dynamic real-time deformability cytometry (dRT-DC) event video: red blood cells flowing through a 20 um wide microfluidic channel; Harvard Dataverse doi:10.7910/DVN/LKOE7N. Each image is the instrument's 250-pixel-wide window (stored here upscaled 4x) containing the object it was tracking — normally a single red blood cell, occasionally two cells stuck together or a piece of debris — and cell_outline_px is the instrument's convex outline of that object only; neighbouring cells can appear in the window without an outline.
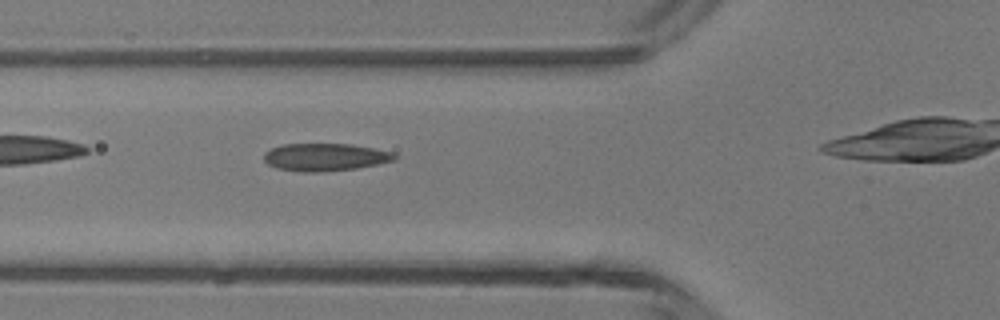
{"species": "common noctule bat (a hibernating species)", "species_latin": "Nyctalus noctula", "temperature_condition": "room temperature", "stored_images_in_passage": 18, "camera_frame_rate_fps": 3000, "um_per_image_px": 0.085, "animal": {"sex": "male", "body_mass_g": 13.3}, "frame": {"image": 1, "passage_image": 4, "time_ms": 1.0, "image_size_px": [1000, 320], "cell_outline_px": [[396, 160], [356, 168], [320, 172], [300, 172], [276, 168], [268, 164], [264, 160], [264, 152], [272, 148], [284, 144], [352, 144], [392, 152], [396, 156]], "centroid_in_image_um": [27.6, 13.36], "position_along_channel_um": 98.2, "area_um2": 20.92}}
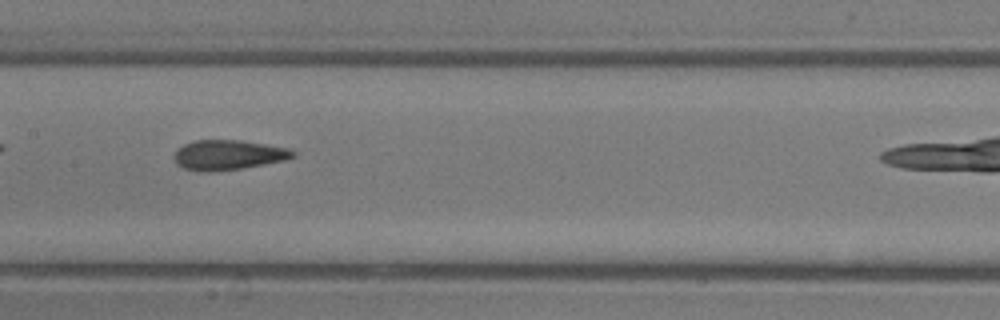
{"frame": {"image": 2, "passage_image": 10, "time_ms": 3.0, "image_size_px": [1000, 320], "cell_outline_px": [[296, 156], [284, 160], [240, 168], [212, 172], [200, 172], [184, 168], [176, 164], [172, 156], [184, 144], [196, 140], [240, 140], [288, 148], [296, 152]], "centroid_in_image_um": [19.37, 13.17], "position_along_channel_um": 188.0, "area_um2": 20.58}}